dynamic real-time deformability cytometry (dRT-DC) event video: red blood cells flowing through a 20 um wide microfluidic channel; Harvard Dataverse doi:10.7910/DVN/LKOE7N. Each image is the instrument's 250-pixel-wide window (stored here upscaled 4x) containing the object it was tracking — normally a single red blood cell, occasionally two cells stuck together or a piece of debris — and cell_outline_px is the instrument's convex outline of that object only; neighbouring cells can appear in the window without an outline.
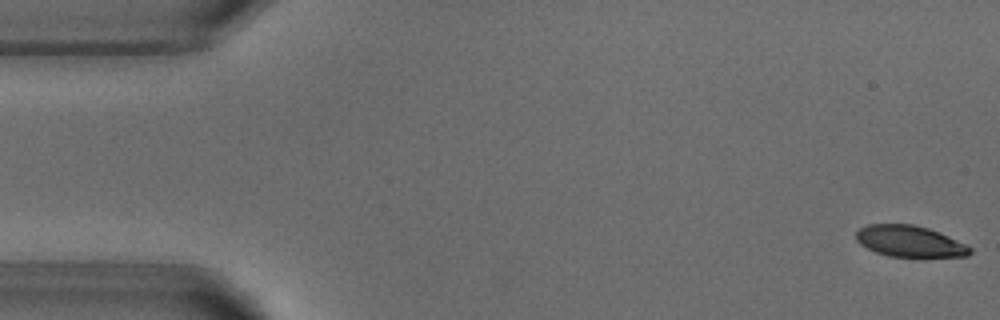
{"species": "common noctule bat (a hibernating species)", "species_latin": "Nyctalus noctula", "temperature_condition": "warm", "stored_images_in_passage": 52, "camera_frame_rate_fps": 3000, "um_per_image_px": 0.085, "animal": {"sex": "male", "body_mass_g": 18.8}, "frame": {"image": 1, "passage_image": 1, "time_ms": 0.0, "image_size_px": [1000, 320], "cell_outline_px": [[972, 252], [968, 256], [888, 256], [876, 252], [860, 244], [856, 240], [856, 232], [860, 228], [868, 224], [912, 224], [928, 228], [940, 232], [972, 248]], "centroid_in_image_um": [77.3, 20.5], "position_along_channel_um": 7.7, "area_um2": 20.52}}
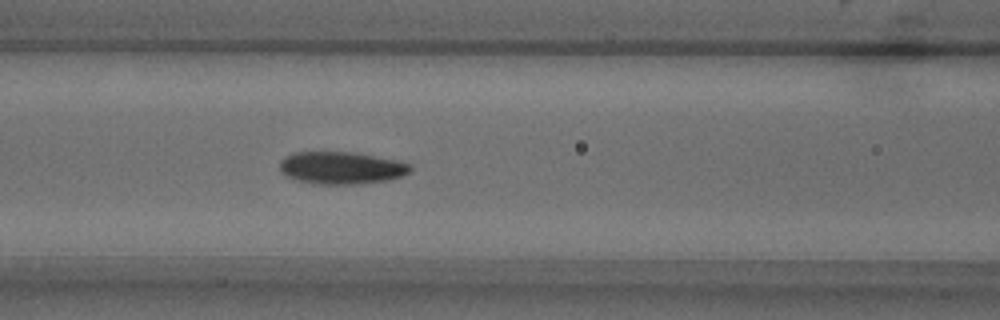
{"frame": {"image": 2, "passage_image": 21, "time_ms": 6.667, "image_size_px": [1000, 320], "cell_outline_px": [[412, 168], [408, 172], [400, 176], [388, 180], [356, 184], [320, 184], [300, 180], [284, 176], [280, 172], [280, 160], [284, 156], [292, 152], [356, 152], [392, 160], [408, 164]], "centroid_in_image_um": [28.93, 14.26], "position_along_channel_um": 137.7, "area_um2": 24.39}}
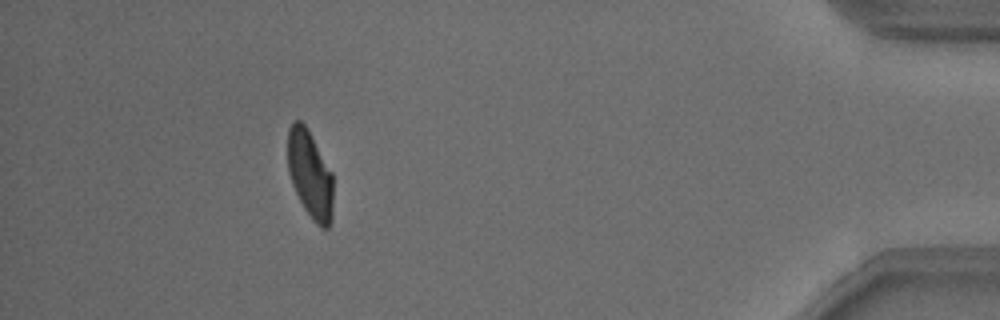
{"frame": {"image": 3, "passage_image": 47, "time_ms": 15.333, "image_size_px": [1000, 320], "cell_outline_px": [[332, 220], [328, 228], [320, 228], [312, 220], [304, 208], [292, 184], [288, 172], [288, 128], [296, 120], [300, 120], [308, 128], [332, 172]], "centroid_in_image_um": [26.35, 14.83], "position_along_channel_um": 408.8, "area_um2": 23.29}, "authors_computed_cell_mechanics": {"area_um2": 24.3049, "velocity_mm_per_s": 3.822, "shape_relaxation_time_tau1_ms": 3.168, "shape_relaxation_time_tau2_ms": 1.8349, "deformation_change_tau1": 0.1621, "deformation_change_tau2": 0.0469}}